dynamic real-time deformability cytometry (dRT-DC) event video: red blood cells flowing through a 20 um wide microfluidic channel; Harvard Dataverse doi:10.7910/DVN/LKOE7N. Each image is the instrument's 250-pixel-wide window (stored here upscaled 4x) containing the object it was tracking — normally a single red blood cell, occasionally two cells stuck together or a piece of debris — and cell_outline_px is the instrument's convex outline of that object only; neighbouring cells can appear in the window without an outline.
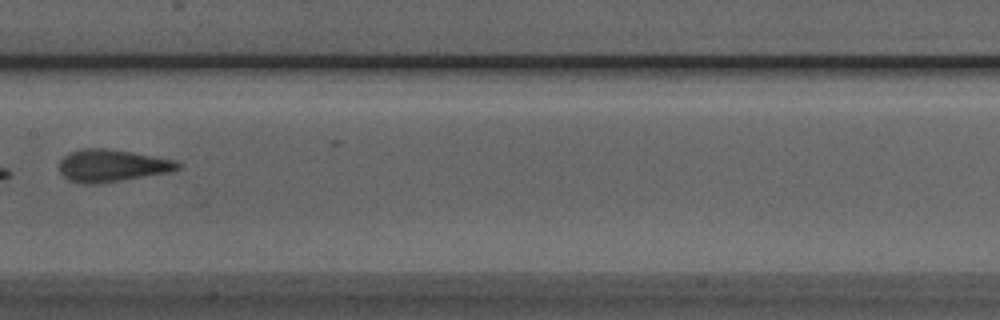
{"species": "Egyptian fruit bat (a non-hibernating species)", "species_latin": "Rousettus aegyptiacus", "temperature_condition": "room temperature", "stored_images_in_passage": 7, "camera_frame_rate_fps": 3000, "um_per_image_px": 0.085, "animal": {"sex": "male"}, "frame": {"image": 1, "passage_image": 7, "time_ms": 2.0, "image_size_px": [1000, 320], "cell_outline_px": [[180, 168], [172, 172], [100, 184], [84, 184], [68, 180], [60, 172], [60, 160], [68, 152], [80, 148], [104, 148], [176, 160], [180, 164]], "centroid_in_image_um": [9.5, 14.09], "position_along_channel_um": 197.9, "area_um2": 22.43}}